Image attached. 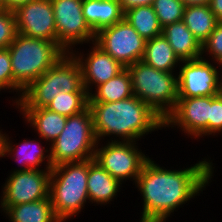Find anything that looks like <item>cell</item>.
<instances>
[{
  "mask_svg": "<svg viewBox=\"0 0 222 222\" xmlns=\"http://www.w3.org/2000/svg\"><path fill=\"white\" fill-rule=\"evenodd\" d=\"M212 165L205 159L183 170H167L149 159L135 182L143 197L142 217L167 219L180 205L200 195L213 176Z\"/></svg>",
  "mask_w": 222,
  "mask_h": 222,
  "instance_id": "1",
  "label": "cell"
},
{
  "mask_svg": "<svg viewBox=\"0 0 222 222\" xmlns=\"http://www.w3.org/2000/svg\"><path fill=\"white\" fill-rule=\"evenodd\" d=\"M89 108L98 142L111 135L119 137V141L136 142L164 127V119L134 95L115 102H89Z\"/></svg>",
  "mask_w": 222,
  "mask_h": 222,
  "instance_id": "2",
  "label": "cell"
},
{
  "mask_svg": "<svg viewBox=\"0 0 222 222\" xmlns=\"http://www.w3.org/2000/svg\"><path fill=\"white\" fill-rule=\"evenodd\" d=\"M7 49L13 72V91L20 93L13 103H17L25 89L67 54L57 42L29 38L18 33Z\"/></svg>",
  "mask_w": 222,
  "mask_h": 222,
  "instance_id": "3",
  "label": "cell"
},
{
  "mask_svg": "<svg viewBox=\"0 0 222 222\" xmlns=\"http://www.w3.org/2000/svg\"><path fill=\"white\" fill-rule=\"evenodd\" d=\"M87 92L83 85L82 69L71 54H65L54 66L24 90L15 104L18 108L46 107L59 92Z\"/></svg>",
  "mask_w": 222,
  "mask_h": 222,
  "instance_id": "4",
  "label": "cell"
},
{
  "mask_svg": "<svg viewBox=\"0 0 222 222\" xmlns=\"http://www.w3.org/2000/svg\"><path fill=\"white\" fill-rule=\"evenodd\" d=\"M88 169L89 159L51 168L49 196L55 215L62 222L81 212L89 200Z\"/></svg>",
  "mask_w": 222,
  "mask_h": 222,
  "instance_id": "5",
  "label": "cell"
},
{
  "mask_svg": "<svg viewBox=\"0 0 222 222\" xmlns=\"http://www.w3.org/2000/svg\"><path fill=\"white\" fill-rule=\"evenodd\" d=\"M126 68L131 76L133 95L165 119L177 104L178 76L157 70L142 60Z\"/></svg>",
  "mask_w": 222,
  "mask_h": 222,
  "instance_id": "6",
  "label": "cell"
},
{
  "mask_svg": "<svg viewBox=\"0 0 222 222\" xmlns=\"http://www.w3.org/2000/svg\"><path fill=\"white\" fill-rule=\"evenodd\" d=\"M98 140L95 136L93 116L88 107L83 112L67 117L64 129L50 144L52 167L69 162L94 158Z\"/></svg>",
  "mask_w": 222,
  "mask_h": 222,
  "instance_id": "7",
  "label": "cell"
},
{
  "mask_svg": "<svg viewBox=\"0 0 222 222\" xmlns=\"http://www.w3.org/2000/svg\"><path fill=\"white\" fill-rule=\"evenodd\" d=\"M97 143L94 160L121 184L126 179L136 182L143 166L150 159L131 141L111 140L105 146Z\"/></svg>",
  "mask_w": 222,
  "mask_h": 222,
  "instance_id": "8",
  "label": "cell"
},
{
  "mask_svg": "<svg viewBox=\"0 0 222 222\" xmlns=\"http://www.w3.org/2000/svg\"><path fill=\"white\" fill-rule=\"evenodd\" d=\"M95 43L125 68L141 61L146 47V40L124 18L96 33Z\"/></svg>",
  "mask_w": 222,
  "mask_h": 222,
  "instance_id": "9",
  "label": "cell"
},
{
  "mask_svg": "<svg viewBox=\"0 0 222 222\" xmlns=\"http://www.w3.org/2000/svg\"><path fill=\"white\" fill-rule=\"evenodd\" d=\"M83 0H51L56 23L57 43L67 52L75 44L95 42L96 34L82 12Z\"/></svg>",
  "mask_w": 222,
  "mask_h": 222,
  "instance_id": "10",
  "label": "cell"
},
{
  "mask_svg": "<svg viewBox=\"0 0 222 222\" xmlns=\"http://www.w3.org/2000/svg\"><path fill=\"white\" fill-rule=\"evenodd\" d=\"M51 168L14 170L2 189L0 207L31 203L49 197Z\"/></svg>",
  "mask_w": 222,
  "mask_h": 222,
  "instance_id": "11",
  "label": "cell"
},
{
  "mask_svg": "<svg viewBox=\"0 0 222 222\" xmlns=\"http://www.w3.org/2000/svg\"><path fill=\"white\" fill-rule=\"evenodd\" d=\"M181 64L177 77L178 98L207 97L222 93V76H219L218 71L220 65L215 67L204 57L181 61Z\"/></svg>",
  "mask_w": 222,
  "mask_h": 222,
  "instance_id": "12",
  "label": "cell"
},
{
  "mask_svg": "<svg viewBox=\"0 0 222 222\" xmlns=\"http://www.w3.org/2000/svg\"><path fill=\"white\" fill-rule=\"evenodd\" d=\"M210 106L211 96L178 98L175 108L164 119V128L178 126L193 138L209 136Z\"/></svg>",
  "mask_w": 222,
  "mask_h": 222,
  "instance_id": "13",
  "label": "cell"
},
{
  "mask_svg": "<svg viewBox=\"0 0 222 222\" xmlns=\"http://www.w3.org/2000/svg\"><path fill=\"white\" fill-rule=\"evenodd\" d=\"M17 33L29 38L57 42L51 0H34L14 11Z\"/></svg>",
  "mask_w": 222,
  "mask_h": 222,
  "instance_id": "14",
  "label": "cell"
},
{
  "mask_svg": "<svg viewBox=\"0 0 222 222\" xmlns=\"http://www.w3.org/2000/svg\"><path fill=\"white\" fill-rule=\"evenodd\" d=\"M92 44L94 46H92V52L90 51L87 57H84L85 59L83 58L84 54L78 53V56L74 51L71 52L81 66L83 85L88 94L92 93L90 89L93 85L97 87L125 69V66L106 53L95 42Z\"/></svg>",
  "mask_w": 222,
  "mask_h": 222,
  "instance_id": "15",
  "label": "cell"
},
{
  "mask_svg": "<svg viewBox=\"0 0 222 222\" xmlns=\"http://www.w3.org/2000/svg\"><path fill=\"white\" fill-rule=\"evenodd\" d=\"M121 183L112 177L94 158L89 159L87 190L89 201L96 204H107L119 192Z\"/></svg>",
  "mask_w": 222,
  "mask_h": 222,
  "instance_id": "16",
  "label": "cell"
},
{
  "mask_svg": "<svg viewBox=\"0 0 222 222\" xmlns=\"http://www.w3.org/2000/svg\"><path fill=\"white\" fill-rule=\"evenodd\" d=\"M162 34L180 61L202 58V44L182 20L166 25Z\"/></svg>",
  "mask_w": 222,
  "mask_h": 222,
  "instance_id": "17",
  "label": "cell"
},
{
  "mask_svg": "<svg viewBox=\"0 0 222 222\" xmlns=\"http://www.w3.org/2000/svg\"><path fill=\"white\" fill-rule=\"evenodd\" d=\"M82 12L85 21L95 34L124 18L118 0H83Z\"/></svg>",
  "mask_w": 222,
  "mask_h": 222,
  "instance_id": "18",
  "label": "cell"
},
{
  "mask_svg": "<svg viewBox=\"0 0 222 222\" xmlns=\"http://www.w3.org/2000/svg\"><path fill=\"white\" fill-rule=\"evenodd\" d=\"M23 114L25 121L38 132V136L46 141L53 142L65 127L67 117L41 108H18Z\"/></svg>",
  "mask_w": 222,
  "mask_h": 222,
  "instance_id": "19",
  "label": "cell"
},
{
  "mask_svg": "<svg viewBox=\"0 0 222 222\" xmlns=\"http://www.w3.org/2000/svg\"><path fill=\"white\" fill-rule=\"evenodd\" d=\"M5 137V151L4 156L8 154H14L13 152H16L13 157L15 161H19L18 164H21V168L16 169L18 170H29V169H35L39 170L40 165L47 160V163L45 165L46 168H52L51 160H50V149H46L42 147L39 142L36 143L34 140H24L21 145L13 146L11 141L9 140V137ZM15 147V148H14ZM16 150V151H15ZM11 153V154H10ZM48 153L47 156H45ZM39 166V167H38ZM24 167V168H23Z\"/></svg>",
  "mask_w": 222,
  "mask_h": 222,
  "instance_id": "20",
  "label": "cell"
},
{
  "mask_svg": "<svg viewBox=\"0 0 222 222\" xmlns=\"http://www.w3.org/2000/svg\"><path fill=\"white\" fill-rule=\"evenodd\" d=\"M4 212L10 222H62L55 215L50 196L31 203L9 206Z\"/></svg>",
  "mask_w": 222,
  "mask_h": 222,
  "instance_id": "21",
  "label": "cell"
},
{
  "mask_svg": "<svg viewBox=\"0 0 222 222\" xmlns=\"http://www.w3.org/2000/svg\"><path fill=\"white\" fill-rule=\"evenodd\" d=\"M142 61L165 72H174L175 66L181 62L163 34L146 40Z\"/></svg>",
  "mask_w": 222,
  "mask_h": 222,
  "instance_id": "22",
  "label": "cell"
},
{
  "mask_svg": "<svg viewBox=\"0 0 222 222\" xmlns=\"http://www.w3.org/2000/svg\"><path fill=\"white\" fill-rule=\"evenodd\" d=\"M89 94V102H115L133 96L131 76L127 68Z\"/></svg>",
  "mask_w": 222,
  "mask_h": 222,
  "instance_id": "23",
  "label": "cell"
},
{
  "mask_svg": "<svg viewBox=\"0 0 222 222\" xmlns=\"http://www.w3.org/2000/svg\"><path fill=\"white\" fill-rule=\"evenodd\" d=\"M182 21L203 44L219 23L209 5L185 7Z\"/></svg>",
  "mask_w": 222,
  "mask_h": 222,
  "instance_id": "24",
  "label": "cell"
},
{
  "mask_svg": "<svg viewBox=\"0 0 222 222\" xmlns=\"http://www.w3.org/2000/svg\"><path fill=\"white\" fill-rule=\"evenodd\" d=\"M124 19L145 40L152 39L162 34V27L152 5L137 6L124 13Z\"/></svg>",
  "mask_w": 222,
  "mask_h": 222,
  "instance_id": "25",
  "label": "cell"
},
{
  "mask_svg": "<svg viewBox=\"0 0 222 222\" xmlns=\"http://www.w3.org/2000/svg\"><path fill=\"white\" fill-rule=\"evenodd\" d=\"M89 107L87 92H59L45 108L60 115L70 117L77 115Z\"/></svg>",
  "mask_w": 222,
  "mask_h": 222,
  "instance_id": "26",
  "label": "cell"
},
{
  "mask_svg": "<svg viewBox=\"0 0 222 222\" xmlns=\"http://www.w3.org/2000/svg\"><path fill=\"white\" fill-rule=\"evenodd\" d=\"M152 6L162 28L183 19L185 6L181 0H154Z\"/></svg>",
  "mask_w": 222,
  "mask_h": 222,
  "instance_id": "27",
  "label": "cell"
},
{
  "mask_svg": "<svg viewBox=\"0 0 222 222\" xmlns=\"http://www.w3.org/2000/svg\"><path fill=\"white\" fill-rule=\"evenodd\" d=\"M17 34L14 12L0 9V49H6Z\"/></svg>",
  "mask_w": 222,
  "mask_h": 222,
  "instance_id": "28",
  "label": "cell"
},
{
  "mask_svg": "<svg viewBox=\"0 0 222 222\" xmlns=\"http://www.w3.org/2000/svg\"><path fill=\"white\" fill-rule=\"evenodd\" d=\"M212 56L213 62L222 66V22L216 25V28L211 32L209 38L202 44V55L204 53Z\"/></svg>",
  "mask_w": 222,
  "mask_h": 222,
  "instance_id": "29",
  "label": "cell"
},
{
  "mask_svg": "<svg viewBox=\"0 0 222 222\" xmlns=\"http://www.w3.org/2000/svg\"><path fill=\"white\" fill-rule=\"evenodd\" d=\"M13 90V72L9 50L0 49V91Z\"/></svg>",
  "mask_w": 222,
  "mask_h": 222,
  "instance_id": "30",
  "label": "cell"
},
{
  "mask_svg": "<svg viewBox=\"0 0 222 222\" xmlns=\"http://www.w3.org/2000/svg\"><path fill=\"white\" fill-rule=\"evenodd\" d=\"M222 132V93L211 96L209 135Z\"/></svg>",
  "mask_w": 222,
  "mask_h": 222,
  "instance_id": "31",
  "label": "cell"
},
{
  "mask_svg": "<svg viewBox=\"0 0 222 222\" xmlns=\"http://www.w3.org/2000/svg\"><path fill=\"white\" fill-rule=\"evenodd\" d=\"M123 13L137 6L153 5L154 0H118Z\"/></svg>",
  "mask_w": 222,
  "mask_h": 222,
  "instance_id": "32",
  "label": "cell"
},
{
  "mask_svg": "<svg viewBox=\"0 0 222 222\" xmlns=\"http://www.w3.org/2000/svg\"><path fill=\"white\" fill-rule=\"evenodd\" d=\"M30 1L34 0H5L4 2V9L7 11L14 12L16 11L20 6H23Z\"/></svg>",
  "mask_w": 222,
  "mask_h": 222,
  "instance_id": "33",
  "label": "cell"
},
{
  "mask_svg": "<svg viewBox=\"0 0 222 222\" xmlns=\"http://www.w3.org/2000/svg\"><path fill=\"white\" fill-rule=\"evenodd\" d=\"M209 7L217 20L222 22V0H211Z\"/></svg>",
  "mask_w": 222,
  "mask_h": 222,
  "instance_id": "34",
  "label": "cell"
},
{
  "mask_svg": "<svg viewBox=\"0 0 222 222\" xmlns=\"http://www.w3.org/2000/svg\"><path fill=\"white\" fill-rule=\"evenodd\" d=\"M211 0H181L185 7L209 5Z\"/></svg>",
  "mask_w": 222,
  "mask_h": 222,
  "instance_id": "35",
  "label": "cell"
},
{
  "mask_svg": "<svg viewBox=\"0 0 222 222\" xmlns=\"http://www.w3.org/2000/svg\"><path fill=\"white\" fill-rule=\"evenodd\" d=\"M0 131V157H4L6 134ZM5 135V136H4Z\"/></svg>",
  "mask_w": 222,
  "mask_h": 222,
  "instance_id": "36",
  "label": "cell"
},
{
  "mask_svg": "<svg viewBox=\"0 0 222 222\" xmlns=\"http://www.w3.org/2000/svg\"><path fill=\"white\" fill-rule=\"evenodd\" d=\"M166 222V219L162 218H148V217H141L140 222Z\"/></svg>",
  "mask_w": 222,
  "mask_h": 222,
  "instance_id": "37",
  "label": "cell"
},
{
  "mask_svg": "<svg viewBox=\"0 0 222 222\" xmlns=\"http://www.w3.org/2000/svg\"><path fill=\"white\" fill-rule=\"evenodd\" d=\"M5 0H0V9H4Z\"/></svg>",
  "mask_w": 222,
  "mask_h": 222,
  "instance_id": "38",
  "label": "cell"
}]
</instances>
